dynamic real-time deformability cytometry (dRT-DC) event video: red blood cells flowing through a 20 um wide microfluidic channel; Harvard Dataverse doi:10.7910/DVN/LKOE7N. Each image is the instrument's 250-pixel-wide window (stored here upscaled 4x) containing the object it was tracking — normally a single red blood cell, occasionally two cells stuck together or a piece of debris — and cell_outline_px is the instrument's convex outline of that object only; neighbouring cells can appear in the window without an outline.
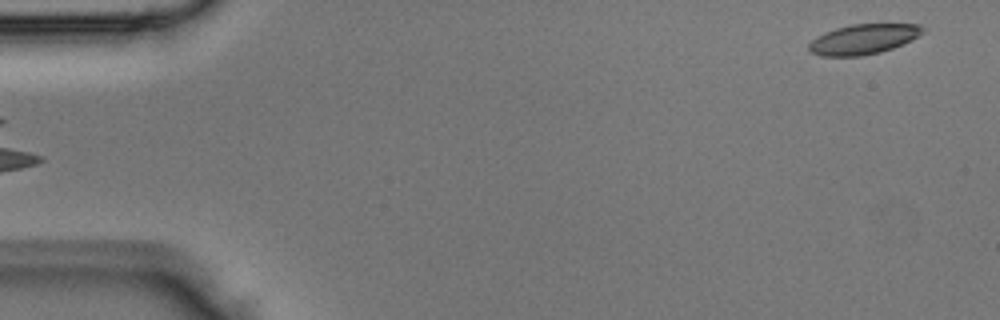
{"species": "Egyptian fruit bat (a non-hibernating species)", "species_latin": "Rousettus aegyptiacus", "temperature_condition": "room temperature", "stored_images_in_passage": 4, "camera_frame_rate_fps": 3000, "um_per_image_px": 0.085, "animal": {"sex": "male"}, "frame": {"image": 1, "passage_image": 4, "time_ms": 1.0, "image_size_px": [1000, 320], "cell_outline_px": [[924, 32], [912, 40], [892, 48], [880, 52], [860, 56], [820, 56], [812, 52], [808, 48], [808, 44], [812, 40], [824, 32], [836, 28], [852, 24], [920, 24], [924, 28]], "centroid_in_image_um": [73.39, 3.33], "position_along_channel_um": 11.6, "area_um2": 19.88}}